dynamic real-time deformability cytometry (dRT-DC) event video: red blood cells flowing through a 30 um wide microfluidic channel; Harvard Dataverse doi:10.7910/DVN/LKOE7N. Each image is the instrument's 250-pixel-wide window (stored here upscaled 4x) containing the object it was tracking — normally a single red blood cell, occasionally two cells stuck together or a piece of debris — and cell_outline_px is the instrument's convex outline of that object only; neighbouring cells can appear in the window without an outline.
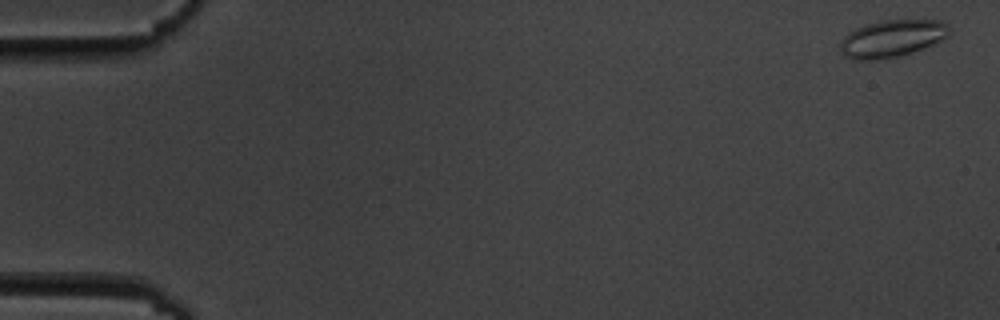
{"species": "common noctule bat (a hibernating species)", "species_latin": "Nyctalus noctula", "temperature_condition": "cold", "stored_images_in_passage": 3, "segment_of_instrument_passage": [1, 2], "camera_frame_rate_fps": 3000, "um_per_image_px": 0.085, "animal": {"sex": "male", "body_mass_g": 19.5, "forearm_length_mm": 54.6}, "frame": {"image": 1, "passage_image": 1, "time_ms": 0.0, "image_size_px": [1000, 320], "cell_outline_px": [[948, 36], [932, 44], [912, 52], [896, 56], [876, 60], [852, 60], [844, 56], [840, 52], [840, 44], [844, 36], [848, 32], [856, 28], [868, 24], [884, 20], [944, 20], [948, 24]], "centroid_in_image_um": [75.78, 3.27], "position_along_channel_um": 9.2, "area_um2": 23.52}}